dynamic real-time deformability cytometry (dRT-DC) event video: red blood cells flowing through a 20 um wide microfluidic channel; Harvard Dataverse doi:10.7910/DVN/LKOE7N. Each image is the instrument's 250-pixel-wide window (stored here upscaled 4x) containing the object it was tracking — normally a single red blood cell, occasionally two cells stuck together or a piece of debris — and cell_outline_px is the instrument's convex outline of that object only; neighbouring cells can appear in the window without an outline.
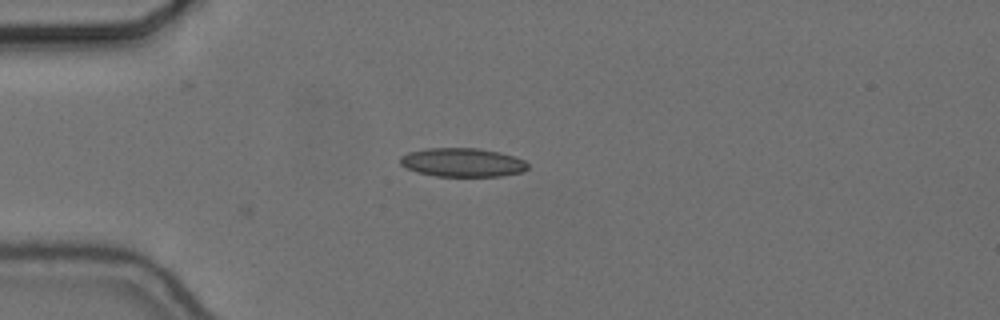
{"species": "common noctule bat (a hibernating species)", "species_latin": "Nyctalus noctula", "temperature_condition": "cold", "stored_images_in_passage": 4, "camera_frame_rate_fps": 3000, "um_per_image_px": 0.085, "animal": {"sex": "female", "body_mass_g": 24.6, "forearm_length_mm": 56.2}, "frame": {"image": 1, "passage_image": 4, "time_ms": 1.0, "image_size_px": [1000, 320], "cell_outline_px": [[528, 168], [524, 172], [500, 176], [436, 176], [416, 172], [400, 164], [400, 156], [408, 152], [428, 148], [480, 148], [500, 152], [524, 160], [528, 164]], "centroid_in_image_um": [39.31, 13.8], "position_along_channel_um": 45.7, "area_um2": 21.44}}